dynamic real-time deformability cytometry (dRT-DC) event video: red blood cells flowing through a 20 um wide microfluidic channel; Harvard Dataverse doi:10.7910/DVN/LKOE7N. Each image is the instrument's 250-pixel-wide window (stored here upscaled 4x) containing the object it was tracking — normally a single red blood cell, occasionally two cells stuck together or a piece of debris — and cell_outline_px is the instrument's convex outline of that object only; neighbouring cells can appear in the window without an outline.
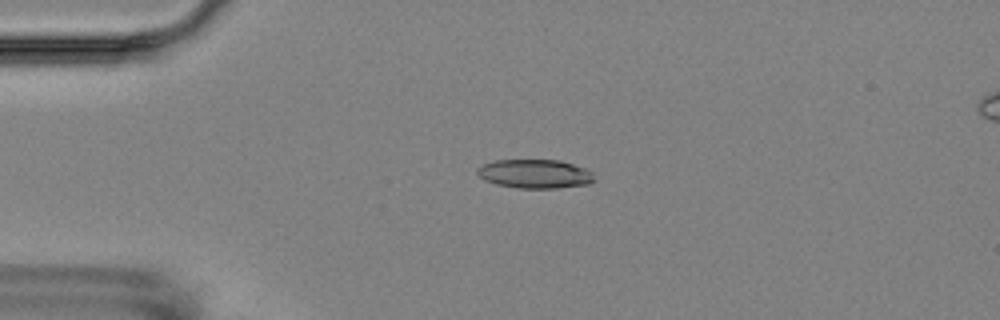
{"species": "Egyptian fruit bat (a non-hibernating species)", "species_latin": "Rousettus aegyptiacus", "temperature_condition": "room temperature", "stored_images_in_passage": 5, "camera_frame_rate_fps": 3000, "um_per_image_px": 0.085, "animal": {"sex": "female"}, "frame": {"image": 1, "passage_image": 3, "time_ms": 2.333, "image_size_px": [1000, 320], "cell_outline_px": [[592, 180], [588, 184], [556, 188], [516, 188], [496, 184], [484, 180], [476, 172], [476, 168], [480, 164], [496, 160], [560, 160], [584, 168], [592, 172]], "centroid_in_image_um": [45.39, 14.77], "position_along_channel_um": 39.6, "area_um2": 19.65}}